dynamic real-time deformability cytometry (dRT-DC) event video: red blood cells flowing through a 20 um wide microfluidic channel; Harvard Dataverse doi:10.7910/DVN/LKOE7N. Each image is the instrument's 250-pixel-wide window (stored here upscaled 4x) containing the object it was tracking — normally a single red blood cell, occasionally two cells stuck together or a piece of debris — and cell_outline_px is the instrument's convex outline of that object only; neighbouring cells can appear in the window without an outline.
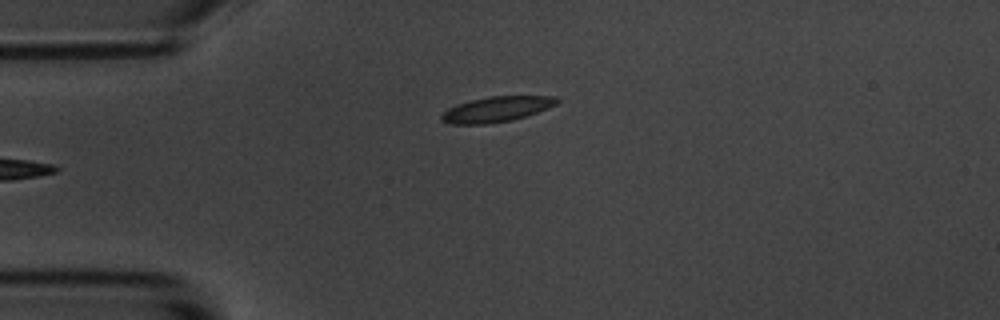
{"species": "common noctule bat (a hibernating species)", "species_latin": "Nyctalus noctula", "temperature_condition": "room temperature", "stored_images_in_passage": 2, "camera_frame_rate_fps": 3000, "um_per_image_px": 0.085, "animal": {"sex": "male", "body_mass_g": 20.1, "forearm_length_mm": 53.5}, "frame": {"image": 1, "passage_image": 2, "time_ms": 1.0, "image_size_px": [1000, 320], "cell_outline_px": [[560, 100], [556, 104], [548, 108], [512, 120], [488, 124], [452, 124], [440, 120], [440, 116], [448, 108], [472, 100], [488, 96], [556, 96]], "centroid_in_image_um": [42.21, 9.28], "position_along_channel_um": 42.8, "area_um2": 16.88}}